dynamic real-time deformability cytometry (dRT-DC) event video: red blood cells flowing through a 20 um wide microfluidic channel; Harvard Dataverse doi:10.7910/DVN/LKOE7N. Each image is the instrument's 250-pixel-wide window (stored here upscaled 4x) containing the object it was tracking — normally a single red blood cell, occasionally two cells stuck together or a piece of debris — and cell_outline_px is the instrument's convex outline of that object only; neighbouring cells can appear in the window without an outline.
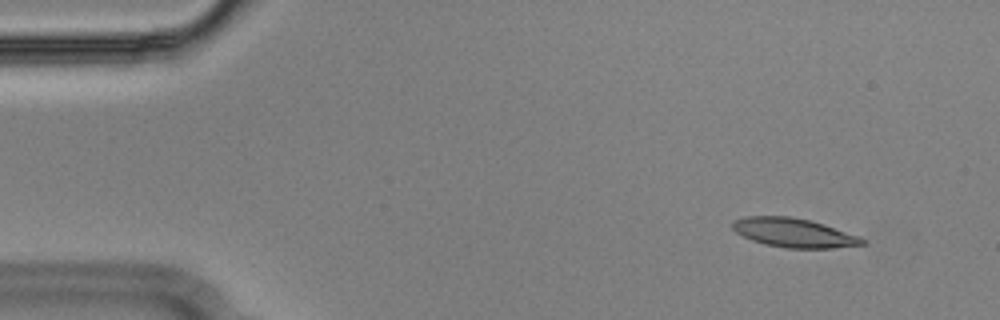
{"species": "Egyptian fruit bat (a non-hibernating species)", "species_latin": "Rousettus aegyptiacus", "temperature_condition": "cold", "stored_images_in_passage": 53, "camera_frame_rate_fps": 3000, "um_per_image_px": 0.085, "animal": {"sex": "male"}, "frame": {"image": 1, "passage_image": 3, "time_ms": 0.667, "image_size_px": [1000, 320], "cell_outline_px": [[868, 244], [832, 248], [784, 248], [764, 244], [752, 240], [736, 232], [732, 228], [732, 220], [744, 216], [788, 216], [808, 220], [824, 224], [860, 236]], "centroid_in_image_um": [67.47, 19.78], "position_along_channel_um": 17.5, "area_um2": 22.02}}
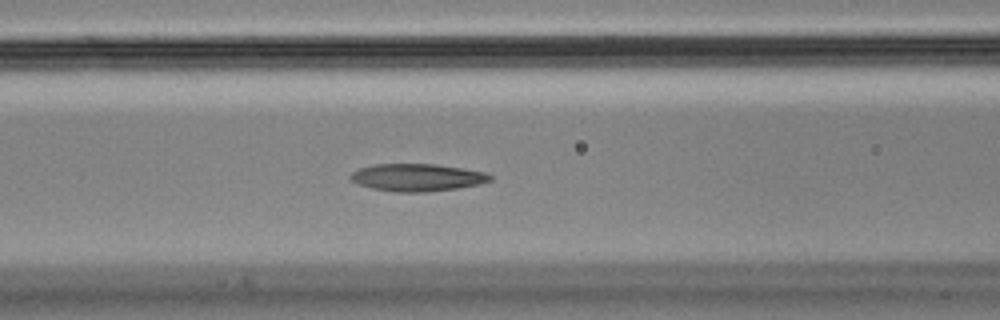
{"frame": {"image": 2, "passage_image": 20, "time_ms": 6.333, "image_size_px": [1000, 320], "cell_outline_px": [[492, 180], [480, 184], [456, 188], [428, 192], [396, 192], [372, 188], [360, 184], [352, 180], [348, 176], [352, 172], [360, 168], [376, 164], [436, 164], [488, 172], [492, 176]], "centroid_in_image_um": [35.5, 15.08], "position_along_channel_um": 131.1, "area_um2": 22.31}}
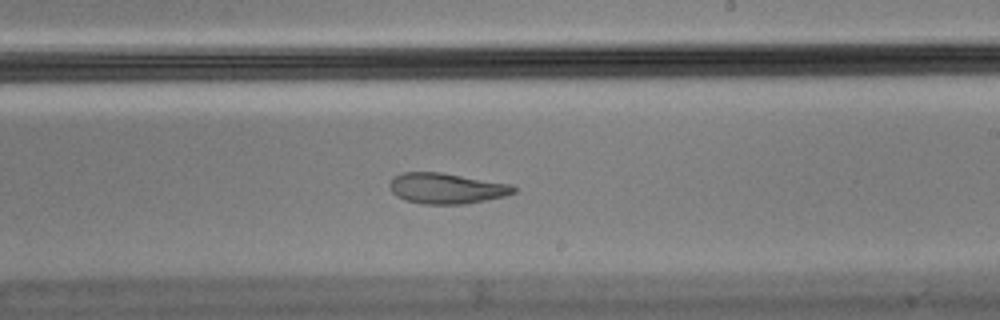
{"frame": {"image": 3, "passage_image": 30, "time_ms": 9.667, "image_size_px": [1000, 320], "cell_outline_px": [[516, 192], [504, 196], [464, 204], [424, 204], [404, 200], [396, 196], [392, 192], [388, 184], [392, 176], [400, 172], [440, 172], [512, 184], [516, 188]], "centroid_in_image_um": [37.9, 16.0], "position_along_channel_um": 251.1, "area_um2": 22.31}, "authors_computed_cell_mechanics": {"area_um2": 22.5998, "velocity_mm_per_s": 3.5996, "shape_relaxation_time_tau1_ms": null, "shape_relaxation_time_tau2_ms": 2.1286, "deformation_change_tau1": null, "deformation_change_tau2": 0.0886}}